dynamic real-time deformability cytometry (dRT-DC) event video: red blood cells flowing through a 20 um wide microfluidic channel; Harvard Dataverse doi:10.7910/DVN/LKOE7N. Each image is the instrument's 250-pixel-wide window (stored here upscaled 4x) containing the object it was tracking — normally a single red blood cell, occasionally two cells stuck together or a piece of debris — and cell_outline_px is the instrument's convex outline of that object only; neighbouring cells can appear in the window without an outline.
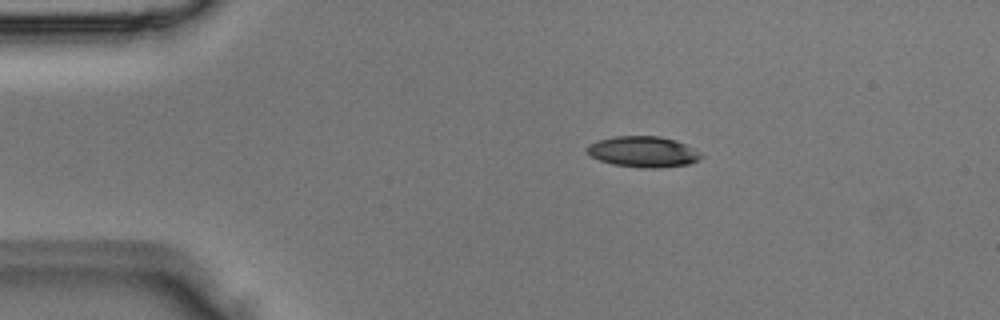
{"species": "Egyptian fruit bat (a non-hibernating species)", "species_latin": "Rousettus aegyptiacus", "temperature_condition": "room temperature", "stored_images_in_passage": 3, "camera_frame_rate_fps": 3000, "um_per_image_px": 0.085, "animal": {"sex": "male"}, "frame": {"image": 1, "passage_image": 2, "time_ms": 0.333, "image_size_px": [1000, 320], "cell_outline_px": [[704, 156], [700, 160], [688, 164], [656, 168], [640, 168], [612, 164], [600, 160], [584, 152], [584, 148], [588, 144], [612, 136], [660, 136], [676, 140], [692, 148]], "centroid_in_image_um": [54.63, 12.9], "position_along_channel_um": 30.4, "area_um2": 20.63}}
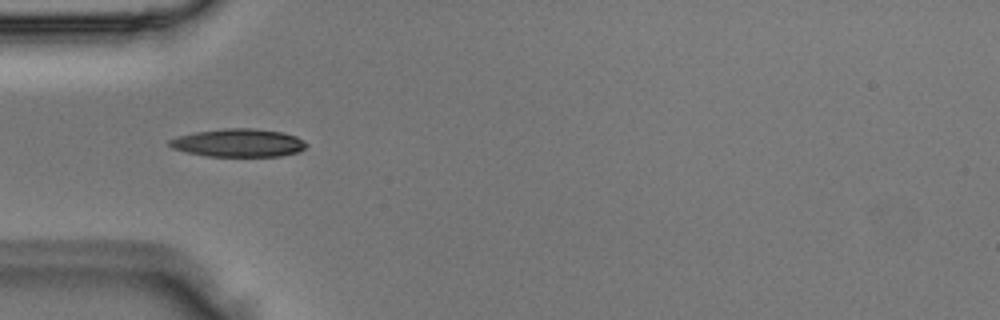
{"frame": {"image": 2, "passage_image": 3, "time_ms": 0.667, "image_size_px": [1000, 320], "cell_outline_px": [[308, 144], [304, 148], [296, 152], [280, 156], [208, 156], [188, 152], [172, 148], [168, 144], [168, 140], [176, 136], [196, 132], [224, 128], [252, 128], [284, 132], [296, 136], [304, 140]], "centroid_in_image_um": [20.27, 12.13], "position_along_channel_um": 64.7, "area_um2": 22.37}}